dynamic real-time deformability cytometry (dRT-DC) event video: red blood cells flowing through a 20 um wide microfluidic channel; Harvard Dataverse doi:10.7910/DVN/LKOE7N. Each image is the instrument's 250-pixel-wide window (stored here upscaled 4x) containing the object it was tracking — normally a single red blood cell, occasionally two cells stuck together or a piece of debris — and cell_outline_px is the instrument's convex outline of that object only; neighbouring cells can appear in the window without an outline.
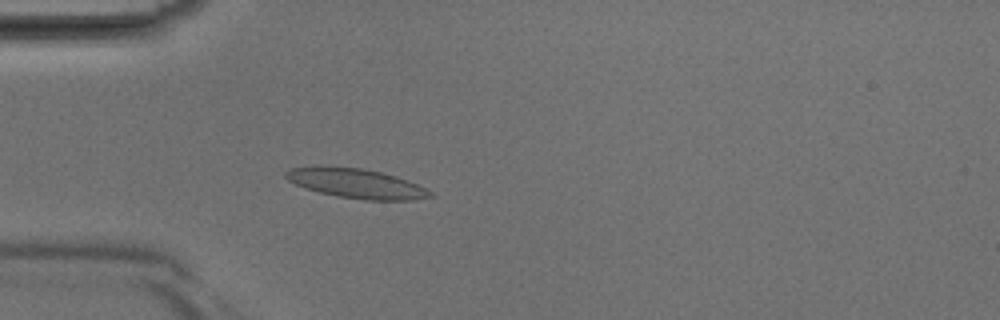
{"species": "Egyptian fruit bat (a non-hibernating species)", "species_latin": "Rousettus aegyptiacus", "temperature_condition": "room temperature", "stored_images_in_passage": 40, "camera_frame_rate_fps": 3000, "um_per_image_px": 0.085, "animal": {"sex": "male"}, "frame": {"image": 1, "passage_image": 11, "time_ms": 3.333, "image_size_px": [1000, 320], "cell_outline_px": [[432, 196], [408, 200], [368, 200], [340, 196], [320, 192], [296, 184], [288, 180], [284, 176], [284, 172], [292, 168], [360, 168], [380, 172], [396, 176], [416, 184], [432, 192]], "centroid_in_image_um": [30.32, 15.61], "position_along_channel_um": 54.7, "area_um2": 23.7}}
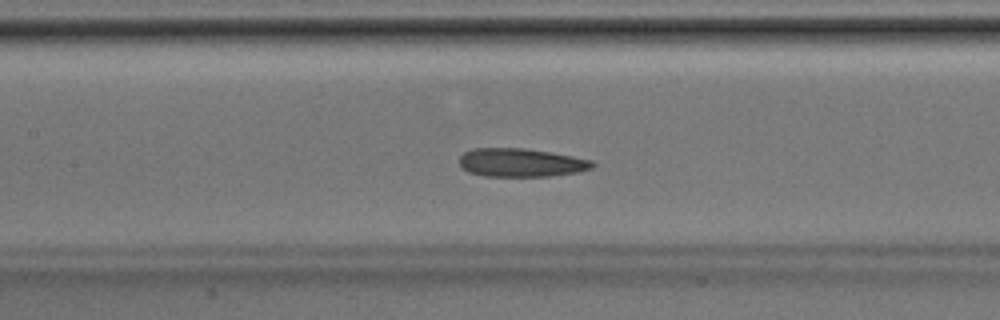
{"frame": {"image": 2, "passage_image": 18, "time_ms": 5.667, "image_size_px": [1000, 320], "cell_outline_px": [[596, 164], [592, 168], [576, 172], [548, 176], [484, 176], [468, 172], [460, 164], [460, 156], [464, 152], [476, 148], [520, 148], [548, 152], [572, 156], [592, 160]], "centroid_in_image_um": [44.28, 13.82], "position_along_channel_um": 163.1, "area_um2": 21.79}}
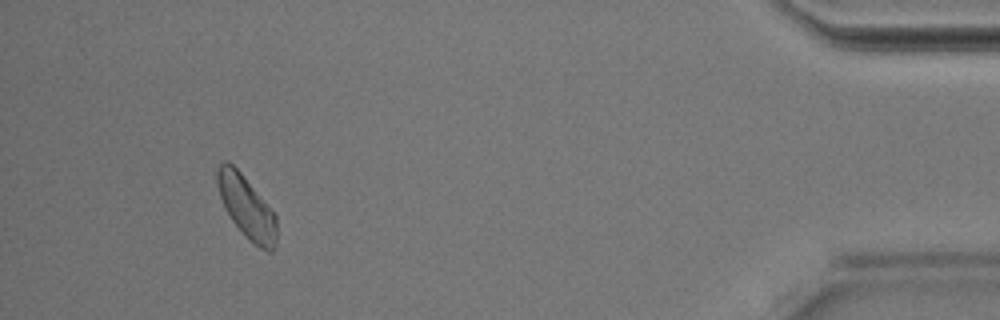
{"frame": {"image": 3, "passage_image": 37, "time_ms": 12.0, "image_size_px": [1000, 320], "cell_outline_px": [[276, 244], [272, 252], [268, 252], [260, 248], [232, 220], [224, 208], [216, 184], [216, 168], [224, 160], [228, 160], [240, 172], [276, 216]], "centroid_in_image_um": [20.93, 17.56], "position_along_channel_um": 414.3, "area_um2": 20.98}}